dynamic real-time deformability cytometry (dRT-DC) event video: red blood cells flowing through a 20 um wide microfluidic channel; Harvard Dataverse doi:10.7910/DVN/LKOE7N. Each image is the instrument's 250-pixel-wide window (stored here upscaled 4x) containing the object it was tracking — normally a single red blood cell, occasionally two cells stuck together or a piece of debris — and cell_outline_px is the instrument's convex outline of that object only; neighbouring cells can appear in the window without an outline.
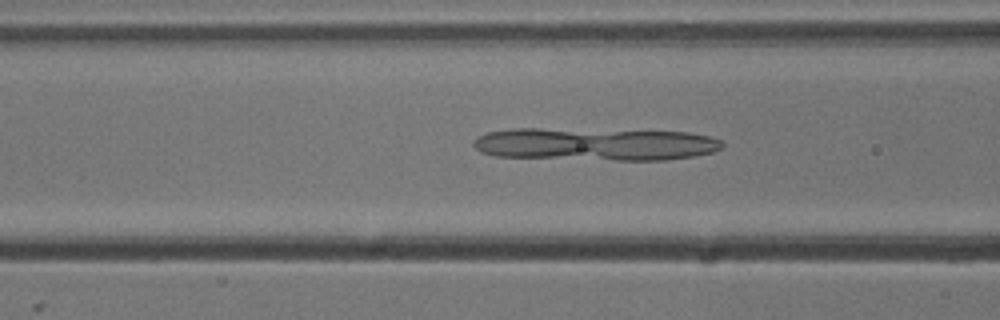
{"species": "common noctule bat (a hibernating species)", "species_latin": "Nyctalus noctula", "temperature_condition": "cold", "stored_images_in_passage": 53, "camera_frame_rate_fps": 3000, "um_per_image_px": 0.085, "animal": {"sex": "male", "body_mass_g": 13.3}, "frame": {"image": 1, "passage_image": 20, "time_ms": 6.333, "image_size_px": [1000, 320], "cell_outline_px": [[724, 144], [720, 148], [712, 152], [696, 156], [664, 160], [616, 160], [496, 156], [480, 152], [472, 144], [472, 140], [476, 136], [488, 132], [512, 128], [540, 128], [688, 132], [708, 136], [720, 140]], "centroid_in_image_um": [50.55, 12.25], "position_along_channel_um": 116.1, "area_um2": 47.57}}
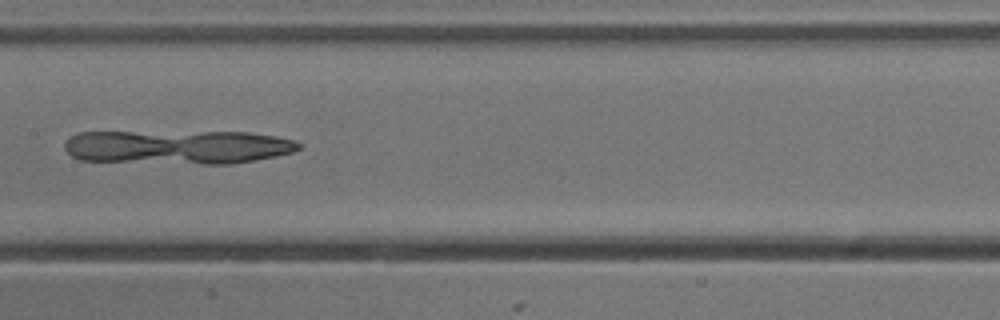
{"frame": {"image": 2, "passage_image": 26, "time_ms": 8.333, "image_size_px": [1000, 320], "cell_outline_px": [[300, 148], [292, 152], [276, 156], [232, 164], [200, 164], [80, 160], [72, 156], [64, 148], [64, 144], [72, 136], [80, 132], [248, 132], [276, 136], [296, 140], [300, 144]], "centroid_in_image_um": [15.14, 12.5], "position_along_channel_um": 192.3, "area_um2": 46.41}}
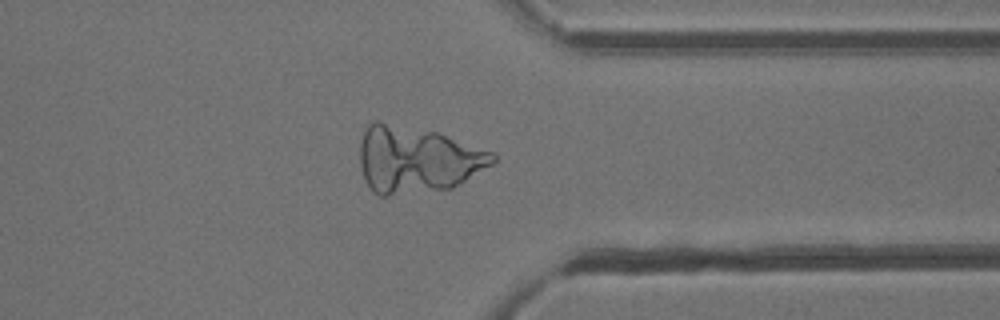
{"frame": {"image": 3, "passage_image": 41, "time_ms": 13.333, "image_size_px": [1000, 320], "cell_outline_px": [[496, 160], [492, 164], [452, 188], [388, 196], [380, 196], [372, 192], [364, 180], [360, 164], [360, 144], [364, 128], [372, 120], [380, 120], [436, 132], [492, 152], [496, 156]], "centroid_in_image_um": [35.37, 13.56], "position_along_channel_um": 376.0, "area_um2": 51.67}}